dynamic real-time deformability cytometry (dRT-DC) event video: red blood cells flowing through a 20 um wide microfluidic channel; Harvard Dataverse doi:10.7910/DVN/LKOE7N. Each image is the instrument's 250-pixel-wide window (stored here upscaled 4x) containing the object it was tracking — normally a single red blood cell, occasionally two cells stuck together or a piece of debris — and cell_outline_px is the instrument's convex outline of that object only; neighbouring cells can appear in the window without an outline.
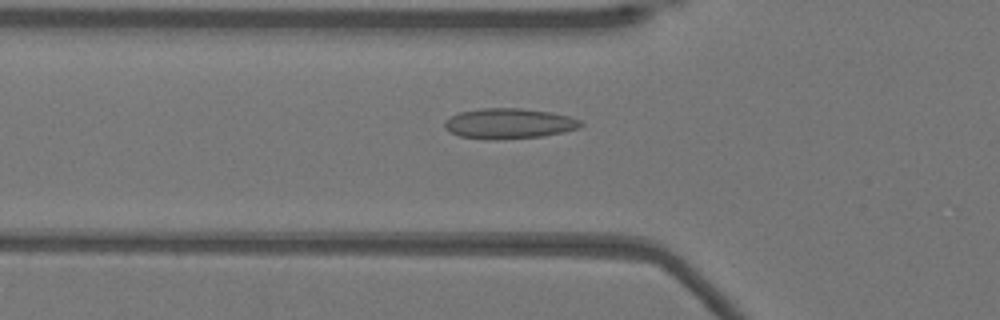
{"species": "Egyptian fruit bat (a non-hibernating species)", "species_latin": "Rousettus aegyptiacus", "temperature_condition": "warm", "stored_images_in_passage": 52, "camera_frame_rate_fps": 3000, "um_per_image_px": 0.085, "animal": {"sex": "female"}, "frame": {"image": 1, "passage_image": 18, "time_ms": 5.667, "image_size_px": [1000, 320], "cell_outline_px": [[584, 124], [580, 128], [564, 132], [544, 136], [496, 140], [488, 140], [460, 136], [444, 128], [444, 120], [460, 112], [480, 108], [520, 108], [552, 112], [568, 116], [580, 120]], "centroid_in_image_um": [43.28, 10.5], "position_along_channel_um": 82.5, "area_um2": 24.28}}
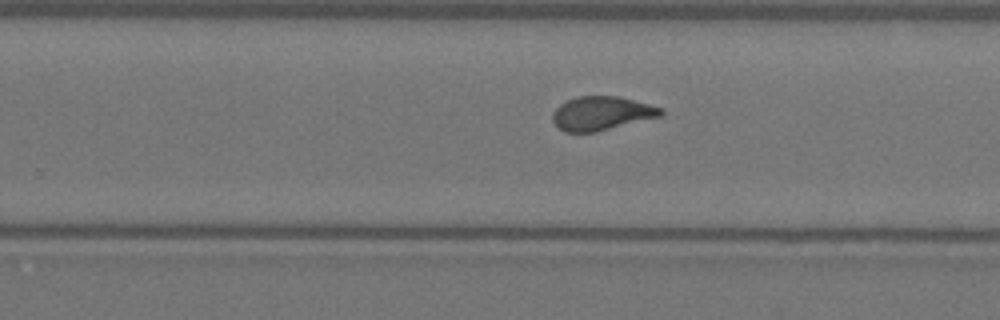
{"frame": {"image": 2, "passage_image": 33, "time_ms": 10.667, "image_size_px": [1000, 320], "cell_outline_px": [[664, 116], [596, 132], [564, 132], [552, 120], [552, 112], [560, 104], [576, 96], [620, 96], [664, 108]], "centroid_in_image_um": [51.18, 9.63], "position_along_channel_um": 278.6, "area_um2": 21.62}}
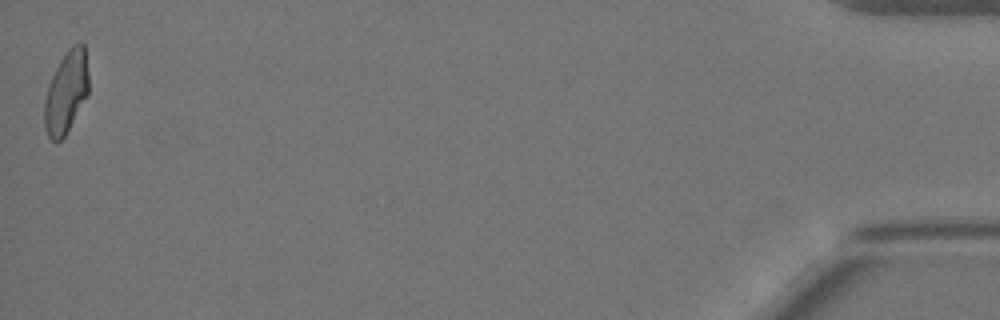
{"frame": {"image": 3, "passage_image": 52, "time_ms": 17.0, "image_size_px": [1000, 320], "cell_outline_px": [[88, 92], [64, 136], [56, 144], [48, 136], [44, 128], [44, 100], [48, 84], [60, 60], [68, 48], [72, 44], [80, 40], [84, 44], [88, 72]], "centroid_in_image_um": [5.6, 7.8], "position_along_channel_um": 429.6, "area_um2": 21.1}, "authors_computed_cell_mechanics": {"area_um2": 21.8484, "velocity_mm_per_s": 3.9164, "shape_relaxation_time_tau1_ms": 10.3537, "shape_relaxation_time_tau2_ms": 0.6941, "deformation_change_tau1": 0.2686, "deformation_change_tau2": 0.0681}}